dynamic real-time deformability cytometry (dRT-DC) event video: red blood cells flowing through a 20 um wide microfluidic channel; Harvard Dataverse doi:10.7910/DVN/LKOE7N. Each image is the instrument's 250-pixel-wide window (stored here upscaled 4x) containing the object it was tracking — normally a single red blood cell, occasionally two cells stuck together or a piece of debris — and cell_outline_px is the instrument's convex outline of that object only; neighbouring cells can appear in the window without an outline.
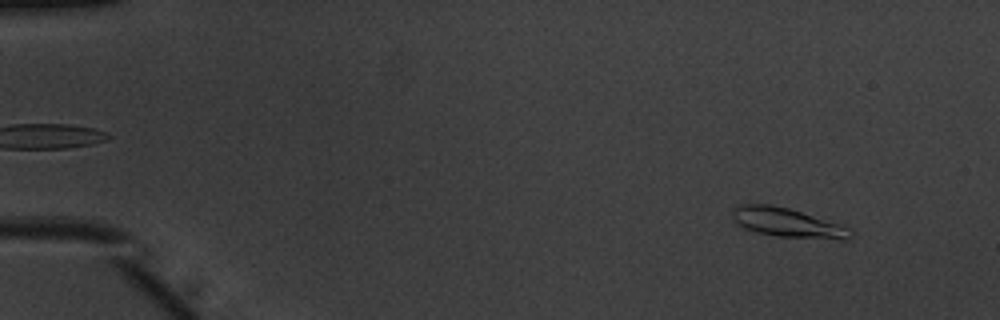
{"species": "common noctule bat (a hibernating species)", "species_latin": "Nyctalus noctula", "temperature_condition": "warm", "stored_images_in_passage": 52, "camera_frame_rate_fps": 3000, "um_per_image_px": 0.085, "animal": {"sex": "male", "body_mass_g": 20.1, "forearm_length_mm": 53.5}, "frame": {"image": 1, "passage_image": 5, "time_ms": 1.333, "image_size_px": [1000, 320], "cell_outline_px": [[852, 236], [848, 240], [840, 240], [776, 236], [756, 232], [744, 228], [732, 220], [732, 208], [736, 204], [772, 204], [788, 208], [840, 224], [848, 228], [852, 232]], "centroid_in_image_um": [66.89, 18.93], "position_along_channel_um": 18.1, "area_um2": 20.29}}
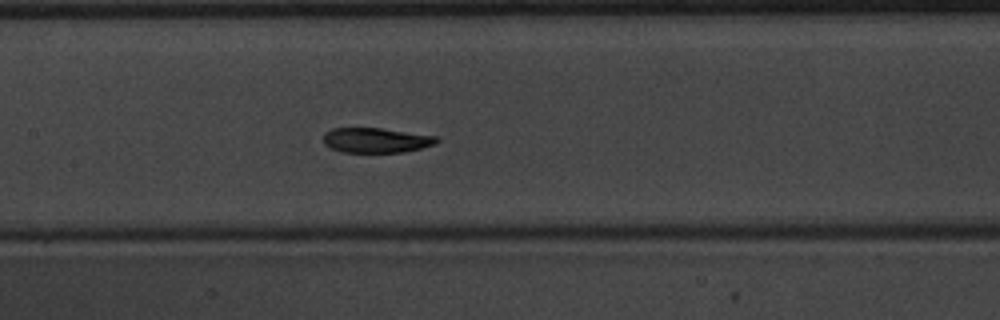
{"frame": {"image": 2, "passage_image": 26, "time_ms": 8.333, "image_size_px": [1000, 320], "cell_outline_px": [[440, 140], [436, 144], [404, 152], [340, 152], [328, 148], [324, 144], [324, 132], [332, 128], [380, 128], [436, 136]], "centroid_in_image_um": [31.93, 11.92], "position_along_channel_um": 175.5, "area_um2": 16.53}}
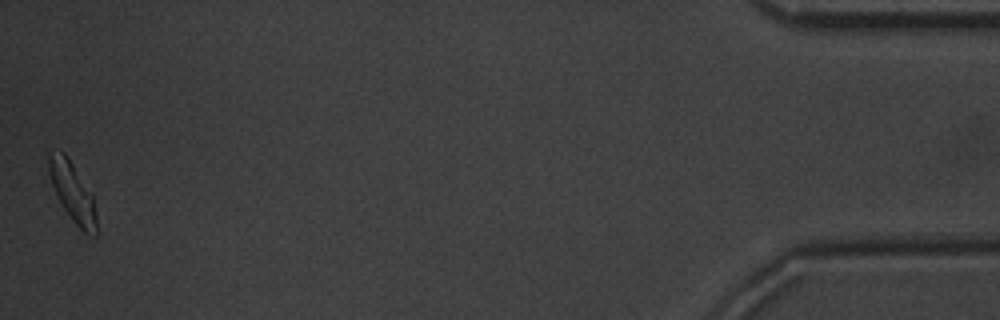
{"frame": {"image": 3, "passage_image": 52, "time_ms": 17.0, "image_size_px": [1000, 320], "cell_outline_px": [[96, 236], [88, 236], [72, 220], [64, 208], [52, 184], [48, 172], [48, 152], [64, 152], [72, 164], [92, 196], [96, 216]], "centroid_in_image_um": [6.15, 16.35], "position_along_channel_um": 429.0, "area_um2": 15.84}, "authors_computed_cell_mechanics": {"area_um2": 17.4267, "velocity_mm_per_s": 3.903, "shape_relaxation_time_tau1_ms": 2.0194, "shape_relaxation_time_tau2_ms": 1.5421, "deformation_change_tau1": 0.1504, "deformation_change_tau2": 0.0843}}